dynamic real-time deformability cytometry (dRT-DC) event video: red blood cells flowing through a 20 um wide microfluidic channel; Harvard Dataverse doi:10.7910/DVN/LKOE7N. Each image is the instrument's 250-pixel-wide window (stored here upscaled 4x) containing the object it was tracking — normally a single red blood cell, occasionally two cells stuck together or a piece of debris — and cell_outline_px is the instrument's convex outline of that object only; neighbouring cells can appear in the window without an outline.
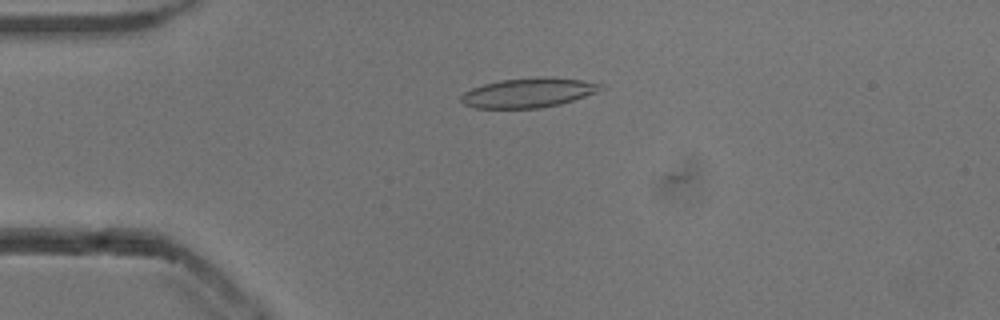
{"species": "common noctule bat (a hibernating species)", "species_latin": "Nyctalus noctula", "temperature_condition": "cold", "stored_images_in_passage": 5, "camera_frame_rate_fps": 3000, "um_per_image_px": 0.085, "animal": {"sex": "male", "body_mass_g": 13.3}, "frame": {"image": 1, "passage_image": 1, "time_ms": 0.0, "image_size_px": [1000, 320], "cell_outline_px": [[604, 88], [596, 92], [560, 104], [540, 108], [472, 108], [464, 104], [460, 100], [460, 96], [464, 92], [472, 88], [484, 84], [500, 80], [536, 76], [544, 76], [584, 80], [604, 84]], "centroid_in_image_um": [44.91, 7.87], "position_along_channel_um": 40.1, "area_um2": 24.22}}